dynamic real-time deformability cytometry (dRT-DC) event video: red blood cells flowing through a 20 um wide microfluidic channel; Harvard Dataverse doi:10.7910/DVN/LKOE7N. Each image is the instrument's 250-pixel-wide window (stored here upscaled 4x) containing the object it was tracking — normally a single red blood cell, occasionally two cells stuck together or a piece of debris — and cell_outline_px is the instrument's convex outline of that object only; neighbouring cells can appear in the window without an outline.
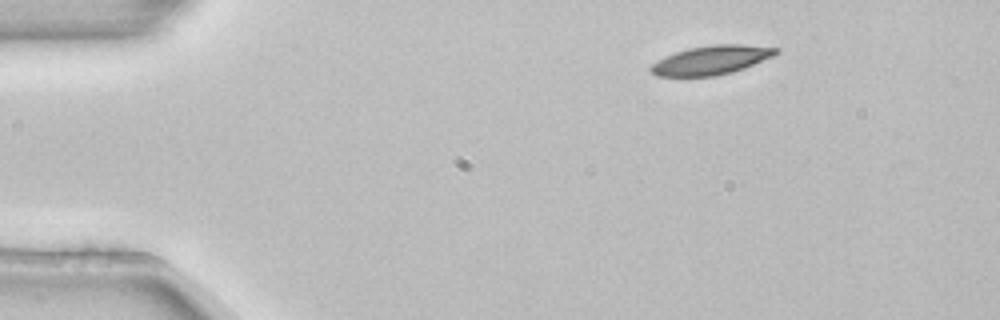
{"species": "common noctule bat (a hibernating species)", "species_latin": "Nyctalus noctula", "temperature_condition": "room temperature", "stored_images_in_passage": 5, "segment_of_instrument_passage": [2, 2], "camera_frame_rate_fps": 3000, "um_per_image_px": 0.085, "animal": {"sex": "female", "body_mass_g": 22.7, "forearm_length_mm": 54.2}, "frame": {"image": 1, "passage_image": 5, "time_ms": 1.333, "image_size_px": [1000, 320], "cell_outline_px": [[780, 52], [772, 56], [744, 68], [732, 72], [712, 76], [656, 76], [648, 68], [656, 60], [676, 52], [688, 48], [712, 44], [740, 44], [780, 48]], "centroid_in_image_um": [60.44, 5.1], "position_along_channel_um": 24.6, "area_um2": 21.04}}